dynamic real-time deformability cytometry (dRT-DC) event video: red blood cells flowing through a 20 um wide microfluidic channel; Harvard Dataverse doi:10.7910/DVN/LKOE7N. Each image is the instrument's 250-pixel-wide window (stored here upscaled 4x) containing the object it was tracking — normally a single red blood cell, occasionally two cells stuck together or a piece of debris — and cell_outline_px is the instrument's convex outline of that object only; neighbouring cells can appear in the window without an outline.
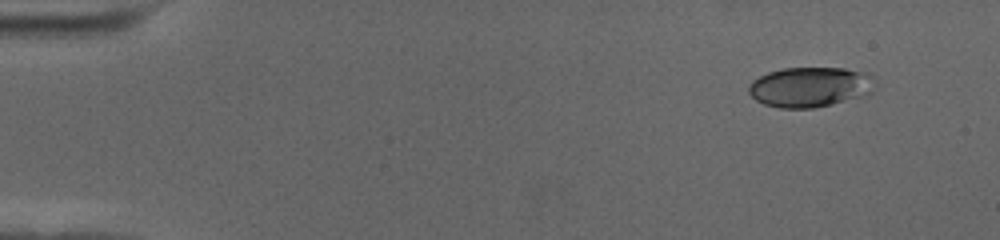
{"species": "human", "species_latin": "Homo sapiens", "temperature_condition": "cold", "stored_images_in_passage": 34, "camera_frame_rate_fps": 3000, "um_per_image_px": 0.085, "donor": {"sex": "female"}, "frame": {"image": 1, "passage_image": 1, "time_ms": 0.0, "image_size_px": [1000, 240], "cell_outline_px": [[872, 92], [832, 104], [812, 108], [780, 108], [764, 104], [756, 100], [748, 92], [748, 88], [752, 80], [768, 72], [784, 68], [844, 68], [868, 72], [872, 76]], "centroid_in_image_um": [68.81, 7.38], "position_along_channel_um": 16.2, "area_um2": 29.25}}
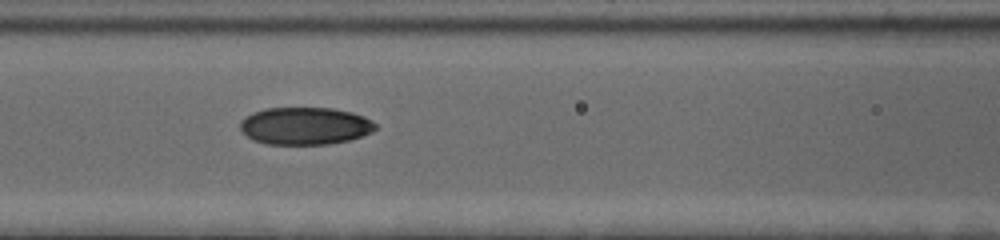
{"frame": {"image": 2, "passage_image": 21, "time_ms": 6.667, "image_size_px": [1000, 240], "cell_outline_px": [[376, 128], [372, 132], [348, 140], [328, 144], [264, 144], [252, 140], [240, 128], [240, 120], [244, 116], [252, 112], [264, 108], [332, 108], [352, 112], [364, 116], [372, 120], [376, 124]], "centroid_in_image_um": [25.9, 10.69], "position_along_channel_um": 140.7, "area_um2": 29.65}}
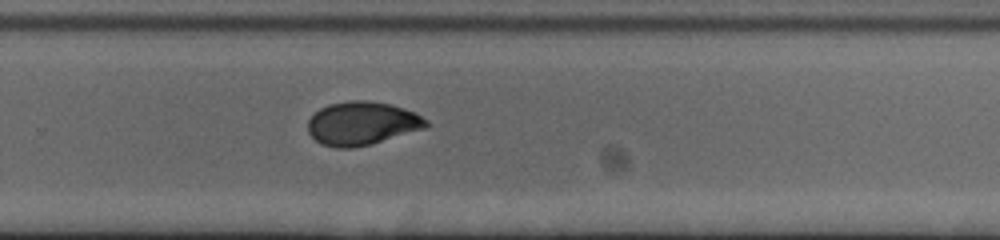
{"frame": {"image": 3, "passage_image": 34, "time_ms": 11.0, "image_size_px": [1000, 240], "cell_outline_px": [[640, 188], [512, 196], [500, 196], [448, 192], [428, 188], [428, 184], [444, 180], [612, 140], [616, 140], [624, 144], [628, 148], [632, 156], [640, 184]], "centroid_in_image_um": [47.07, 14.78], "position_along_channel_um": 282.7, "area_um2": 48.96}}